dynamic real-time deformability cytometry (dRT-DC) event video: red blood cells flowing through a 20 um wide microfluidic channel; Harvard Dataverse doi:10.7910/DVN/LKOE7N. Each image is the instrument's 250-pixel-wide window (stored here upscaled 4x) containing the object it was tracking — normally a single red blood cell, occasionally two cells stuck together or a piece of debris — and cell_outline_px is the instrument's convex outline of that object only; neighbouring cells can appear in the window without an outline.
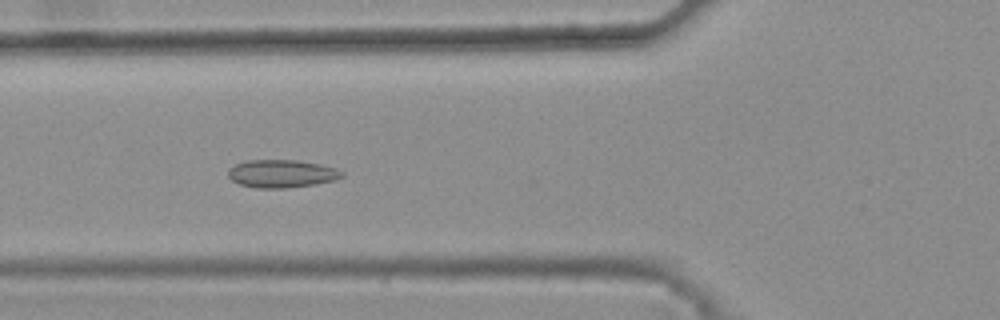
{"species": "common noctule bat (a hibernating species)", "species_latin": "Nyctalus noctula", "temperature_condition": "warm", "stored_images_in_passage": 45, "camera_frame_rate_fps": 3000, "um_per_image_px": 0.085, "animal": {"sex": "female", "body_mass_g": 25.1}, "frame": {"image": 1, "passage_image": 19, "time_ms": 6.0, "image_size_px": [1000, 320], "cell_outline_px": [[344, 176], [336, 180], [316, 184], [284, 188], [256, 188], [240, 184], [232, 180], [228, 176], [228, 168], [244, 160], [296, 160], [320, 164], [336, 168], [344, 172]], "centroid_in_image_um": [23.95, 14.76], "position_along_channel_um": 101.8, "area_um2": 18.61}}
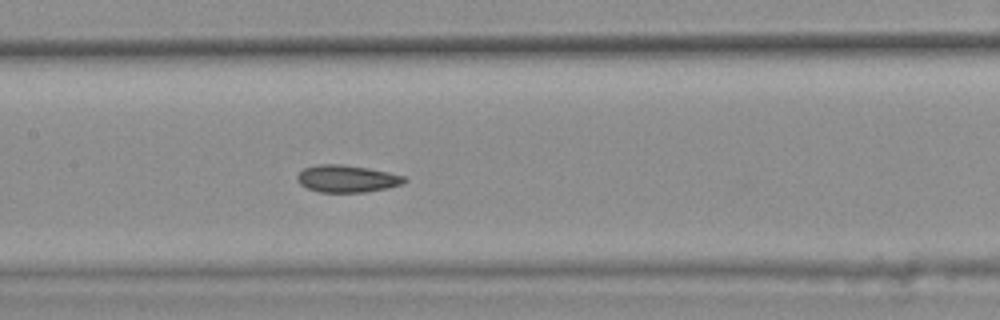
{"frame": {"image": 2, "passage_image": 25, "time_ms": 8.0, "image_size_px": [1000, 320], "cell_outline_px": [[408, 180], [404, 184], [388, 188], [368, 192], [320, 192], [308, 188], [300, 184], [296, 180], [296, 176], [304, 168], [316, 164], [340, 164], [368, 168], [388, 172], [404, 176]], "centroid_in_image_um": [29.51, 15.19], "position_along_channel_um": 177.9, "area_um2": 17.11}}
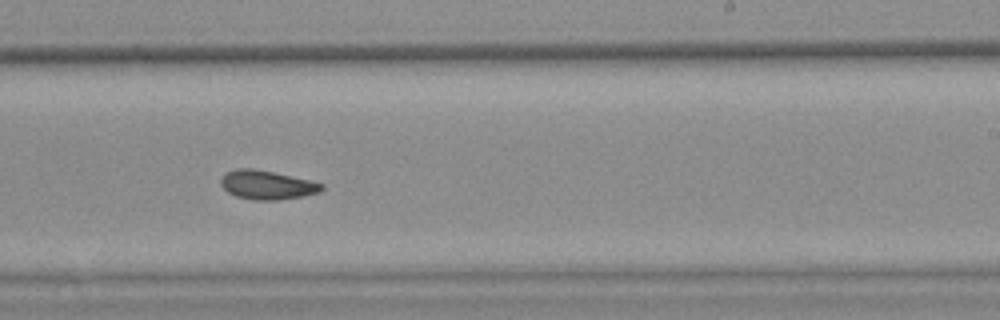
{"frame": {"image": 3, "passage_image": 32, "time_ms": 10.333, "image_size_px": [1000, 320], "cell_outline_px": [[324, 188], [320, 192], [304, 196], [280, 200], [252, 200], [236, 196], [228, 192], [220, 184], [220, 180], [224, 172], [236, 168], [252, 168], [272, 172], [308, 180], [324, 184]], "centroid_in_image_um": [22.67, 15.72], "position_along_channel_um": 266.3, "area_um2": 17.05}, "authors_computed_cell_mechanics": {"area_um2": 17.1088, "velocity_mm_per_s": 3.7994, "shape_relaxation_time_tau1_ms": null, "shape_relaxation_time_tau2_ms": 6.0443, "deformation_change_tau1": null, "deformation_change_tau2": 0.0807}}